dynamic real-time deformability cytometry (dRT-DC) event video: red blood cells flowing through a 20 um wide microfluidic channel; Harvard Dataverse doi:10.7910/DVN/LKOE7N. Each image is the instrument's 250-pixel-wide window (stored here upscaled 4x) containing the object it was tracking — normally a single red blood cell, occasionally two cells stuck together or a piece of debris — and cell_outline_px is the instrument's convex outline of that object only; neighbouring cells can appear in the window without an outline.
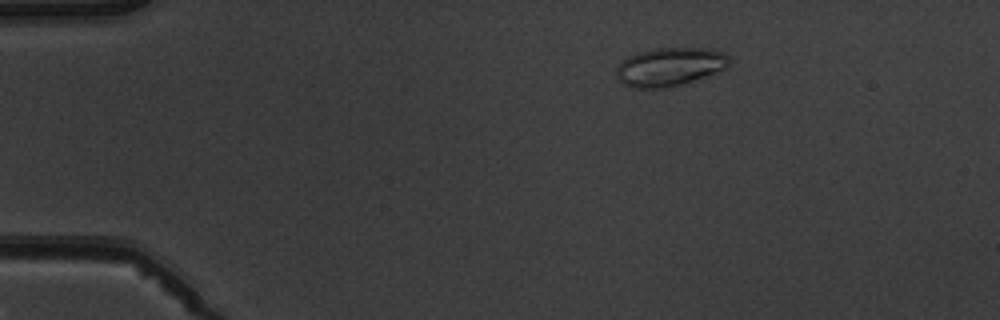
{"species": "common noctule bat (a hibernating species)", "species_latin": "Nyctalus noctula", "temperature_condition": "warm", "stored_images_in_passage": 3, "camera_frame_rate_fps": 3000, "um_per_image_px": 0.085, "animal": {"sex": "male", "body_mass_g": 19.5, "forearm_length_mm": 54.6}, "frame": {"image": 1, "passage_image": 1, "time_ms": 0.0, "image_size_px": [1000, 320], "cell_outline_px": [[732, 60], [724, 68], [704, 76], [668, 88], [632, 88], [624, 84], [616, 76], [616, 68], [628, 56], [636, 52], [660, 48], [712, 48], [724, 52]], "centroid_in_image_um": [56.91, 5.66], "position_along_channel_um": 28.1, "area_um2": 25.14}}